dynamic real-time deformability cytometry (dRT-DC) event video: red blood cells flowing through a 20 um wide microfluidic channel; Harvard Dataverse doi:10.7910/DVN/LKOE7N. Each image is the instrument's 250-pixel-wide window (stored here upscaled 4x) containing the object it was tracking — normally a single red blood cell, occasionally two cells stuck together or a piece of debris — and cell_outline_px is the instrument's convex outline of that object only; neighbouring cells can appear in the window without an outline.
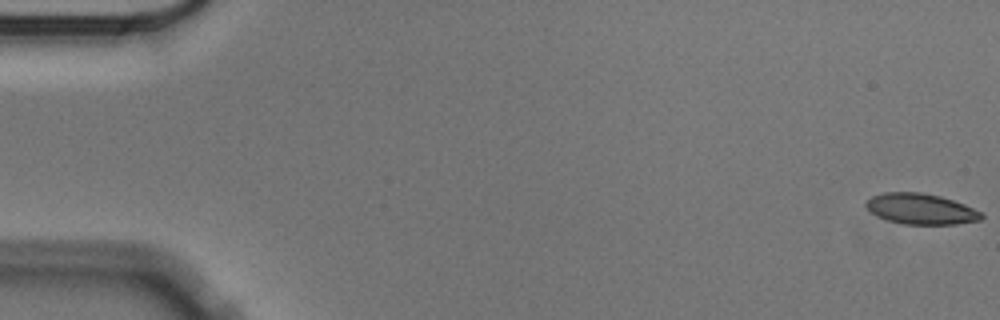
{"species": "Egyptian fruit bat (a non-hibernating species)", "species_latin": "Rousettus aegyptiacus", "temperature_condition": "cold", "stored_images_in_passage": 57, "camera_frame_rate_fps": 3000, "um_per_image_px": 0.085, "animal": {"sex": "male"}, "frame": {"image": 1, "passage_image": 1, "time_ms": 0.0, "image_size_px": [1000, 320], "cell_outline_px": [[984, 216], [980, 220], [956, 224], [904, 224], [888, 220], [876, 216], [864, 204], [872, 196], [884, 192], [920, 192], [940, 196], [964, 204], [980, 212]], "centroid_in_image_um": [78.26, 17.76], "position_along_channel_um": 6.7, "area_um2": 20.46}}
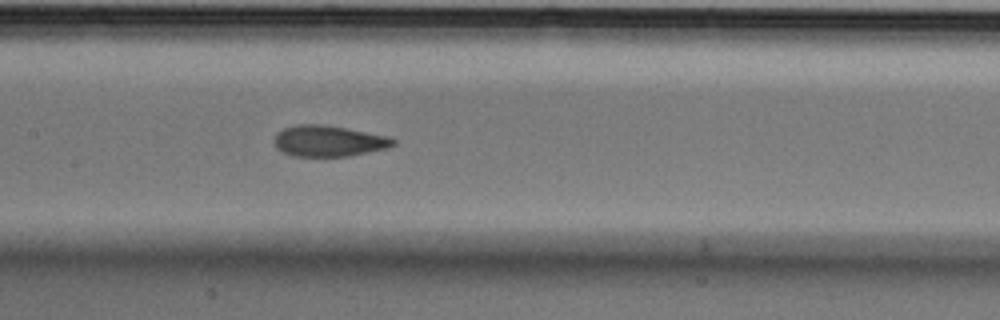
{"frame": {"image": 2, "passage_image": 28, "time_ms": 9.0, "image_size_px": [1000, 320], "cell_outline_px": [[396, 144], [388, 148], [348, 156], [292, 156], [280, 152], [276, 148], [272, 140], [276, 132], [284, 128], [296, 124], [320, 124], [344, 128], [388, 136], [396, 140]], "centroid_in_image_um": [27.87, 11.99], "position_along_channel_um": 179.5, "area_um2": 21.68}}
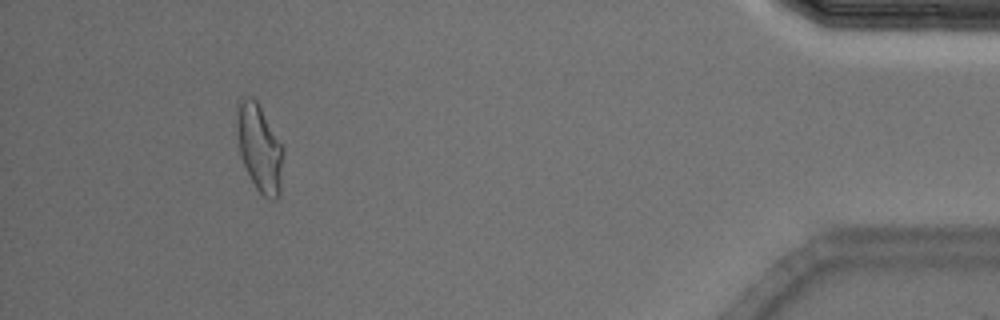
{"frame": {"image": 3, "passage_image": 53, "time_ms": 17.333, "image_size_px": [1000, 320], "cell_outline_px": [[284, 148], [280, 196], [276, 200], [268, 200], [256, 188], [244, 164], [240, 152], [236, 132], [236, 104], [240, 96], [252, 96], [256, 100]], "centroid_in_image_um": [22.05, 12.55], "position_along_channel_um": 413.1, "area_um2": 23.87}, "authors_computed_cell_mechanics": {"area_um2": 21.8484, "velocity_mm_per_s": 3.5223, "shape_relaxation_time_tau1_ms": 5.1349, "shape_relaxation_time_tau2_ms": 1.561, "deformation_change_tau1": 0.1401, "deformation_change_tau2": 0.0683}}